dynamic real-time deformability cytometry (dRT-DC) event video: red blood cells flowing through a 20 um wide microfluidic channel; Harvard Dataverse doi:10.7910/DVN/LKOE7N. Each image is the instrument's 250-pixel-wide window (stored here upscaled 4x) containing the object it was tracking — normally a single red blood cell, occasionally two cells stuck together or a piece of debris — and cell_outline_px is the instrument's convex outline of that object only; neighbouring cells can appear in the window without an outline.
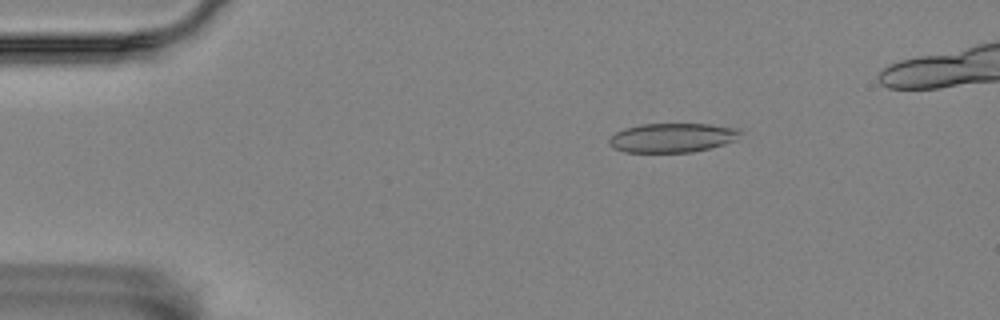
{"species": "Egyptian fruit bat (a non-hibernating species)", "species_latin": "Rousettus aegyptiacus", "temperature_condition": "room temperature", "stored_images_in_passage": 53, "camera_frame_rate_fps": 3000, "um_per_image_px": 0.085, "animal": {"sex": "female"}, "frame": {"image": 1, "passage_image": 9, "time_ms": 2.667, "image_size_px": [1000, 320], "cell_outline_px": [[744, 132], [736, 140], [724, 144], [692, 152], [624, 152], [612, 148], [608, 144], [608, 140], [616, 132], [624, 128], [640, 124], [708, 124], [740, 128]], "centroid_in_image_um": [57.16, 11.7], "position_along_channel_um": 27.8, "area_um2": 22.54}}
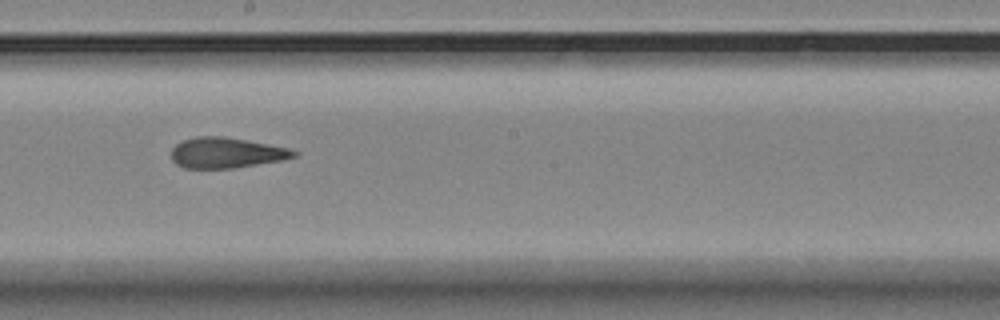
{"frame": {"image": 2, "passage_image": 31, "time_ms": 10.0, "image_size_px": [1000, 320], "cell_outline_px": [[300, 152], [296, 156], [284, 160], [232, 168], [184, 168], [176, 164], [172, 160], [172, 148], [176, 144], [184, 140], [196, 136], [224, 136], [248, 140], [288, 148]], "centroid_in_image_um": [19.25, 12.98], "position_along_channel_um": 229.0, "area_um2": 21.85}}
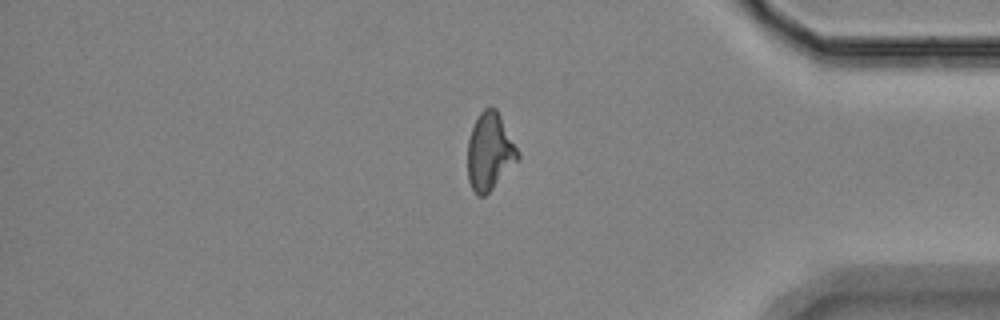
{"frame": {"image": 3, "passage_image": 47, "time_ms": 15.333, "image_size_px": [1000, 320], "cell_outline_px": [[520, 156], [492, 188], [484, 196], [476, 196], [468, 180], [468, 140], [472, 128], [480, 112], [484, 108], [496, 108], [520, 152]], "centroid_in_image_um": [41.61, 12.88], "position_along_channel_um": 393.6, "area_um2": 22.2}}